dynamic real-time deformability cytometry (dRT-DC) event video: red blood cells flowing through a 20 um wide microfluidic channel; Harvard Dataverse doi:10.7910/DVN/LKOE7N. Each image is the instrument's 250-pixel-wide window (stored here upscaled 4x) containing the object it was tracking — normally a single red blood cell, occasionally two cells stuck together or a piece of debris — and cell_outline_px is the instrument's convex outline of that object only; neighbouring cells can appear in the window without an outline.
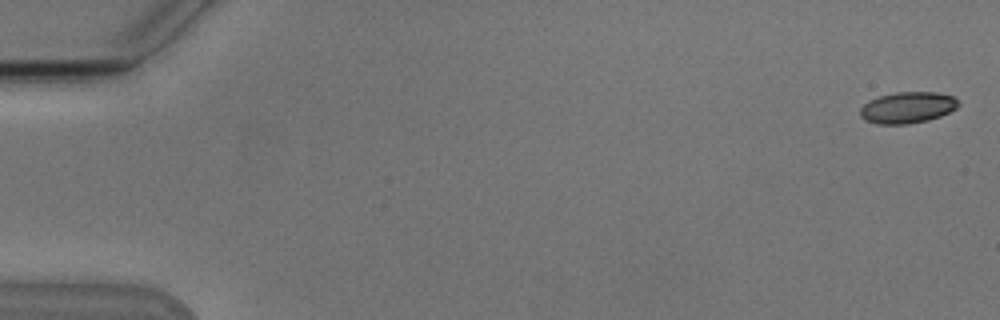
{"species": "Egyptian fruit bat (a non-hibernating species)", "species_latin": "Rousettus aegyptiacus", "temperature_condition": "cold", "stored_images_in_passage": 5, "segment_of_instrument_passage": [2, 2], "camera_frame_rate_fps": 3000, "um_per_image_px": 0.085, "animal": {"sex": "male"}, "frame": {"image": 1, "passage_image": 5, "time_ms": 4.667, "image_size_px": [1000, 320], "cell_outline_px": [[960, 104], [956, 108], [940, 116], [928, 120], [908, 124], [876, 124], [864, 120], [860, 116], [860, 108], [868, 100], [880, 96], [896, 92], [936, 92], [952, 96]], "centroid_in_image_um": [77.1, 9.15], "position_along_channel_um": 7.9, "area_um2": 17.92}}